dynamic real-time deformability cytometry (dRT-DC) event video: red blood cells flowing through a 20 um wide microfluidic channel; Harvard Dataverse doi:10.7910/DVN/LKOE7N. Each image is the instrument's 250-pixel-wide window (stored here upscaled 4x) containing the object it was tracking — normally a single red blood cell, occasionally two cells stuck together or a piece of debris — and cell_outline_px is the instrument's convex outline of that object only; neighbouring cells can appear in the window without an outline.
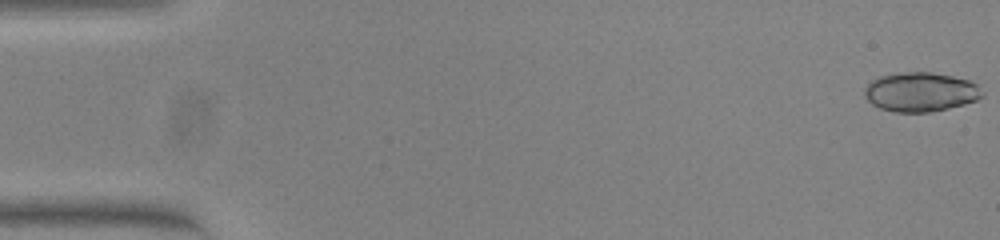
{"species": "common noctule bat (a hibernating species)", "species_latin": "Nyctalus noctula", "temperature_condition": "warm", "stored_images_in_passage": 54, "camera_frame_rate_fps": 3000, "um_per_image_px": 0.085, "animal": {"sex": "female", "body_mass_g": 23.0, "forearm_length_mm": 53.4}, "frame": {"image": 1, "passage_image": 1, "time_ms": 0.0, "image_size_px": [1000, 240], "cell_outline_px": [[984, 96], [976, 100], [964, 104], [932, 112], [896, 112], [880, 108], [872, 104], [864, 96], [864, 88], [872, 80], [880, 76], [904, 72], [932, 72], [952, 76], [968, 80], [976, 84], [984, 92]], "centroid_in_image_um": [78.25, 7.82], "position_along_channel_um": 6.7, "area_um2": 26.93}}
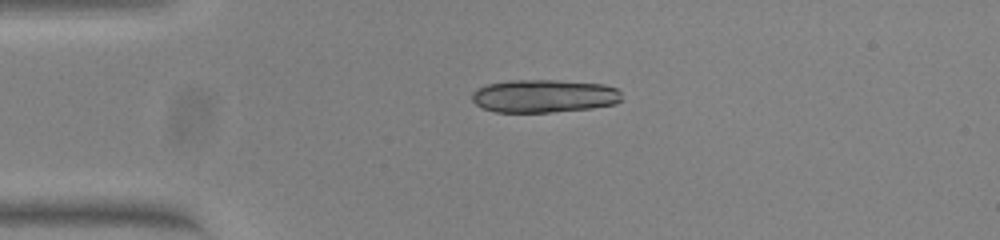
{"frame": {"image": 2, "passage_image": 13, "time_ms": 4.0, "image_size_px": [1000, 240], "cell_outline_px": [[620, 100], [616, 104], [592, 108], [552, 112], [496, 112], [484, 108], [476, 104], [472, 100], [472, 92], [488, 84], [508, 80], [556, 80], [604, 84], [616, 88], [620, 92]], "centroid_in_image_um": [46.25, 8.16], "position_along_channel_um": 38.7, "area_um2": 28.78}}
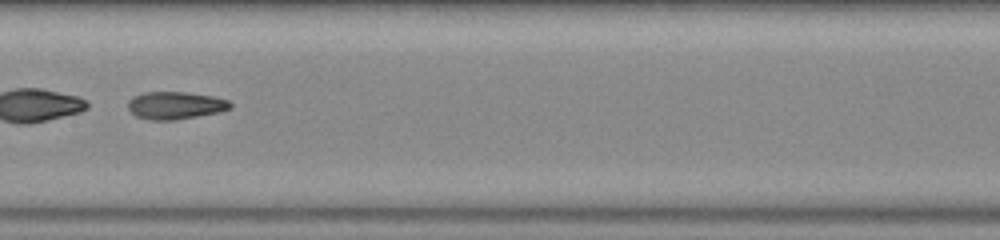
{"frame": {"image": 3, "passage_image": 28, "time_ms": 9.0, "image_size_px": [1000, 240], "cell_outline_px": [[232, 108], [220, 112], [176, 120], [152, 120], [136, 116], [128, 108], [128, 100], [144, 92], [184, 92], [212, 96], [228, 100], [232, 104]], "centroid_in_image_um": [14.93, 8.96], "position_along_channel_um": 192.5, "area_um2": 16.36}, "authors_computed_cell_mechanics": {"area_um2": 26.5013, "velocity_mm_per_s": 3.8421, "shape_relaxation_time_tau1_ms": null, "shape_relaxation_time_tau2_ms": 2.049, "deformation_change_tau1": null, "deformation_change_tau2": 0.0854}}